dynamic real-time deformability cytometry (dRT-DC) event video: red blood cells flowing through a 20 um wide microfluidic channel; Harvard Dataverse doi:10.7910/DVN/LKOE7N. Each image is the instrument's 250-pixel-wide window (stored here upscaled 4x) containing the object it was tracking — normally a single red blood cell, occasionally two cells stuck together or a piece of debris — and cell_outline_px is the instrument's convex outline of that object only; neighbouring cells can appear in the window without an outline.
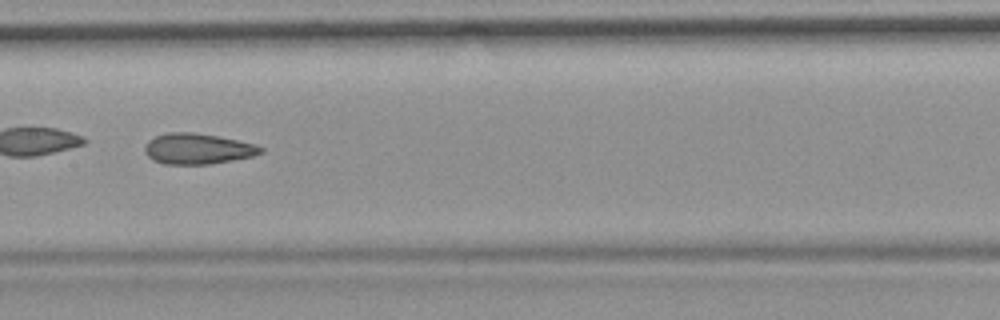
{"species": "common noctule bat (a hibernating species)", "species_latin": "Nyctalus noctula", "temperature_condition": "room temperature", "stored_images_in_passage": 32, "camera_frame_rate_fps": 3000, "um_per_image_px": 0.085, "animal": {"sex": "female", "body_mass_g": 19.9}, "frame": {"image": 1, "passage_image": 10, "time_ms": 3.0, "image_size_px": [1000, 320], "cell_outline_px": [[264, 152], [252, 156], [232, 160], [208, 164], [164, 164], [152, 160], [144, 152], [144, 148], [148, 140], [156, 136], [168, 132], [192, 132], [216, 136], [256, 144], [264, 148]], "centroid_in_image_um": [16.78, 12.65], "position_along_channel_um": 190.6, "area_um2": 20.69}}